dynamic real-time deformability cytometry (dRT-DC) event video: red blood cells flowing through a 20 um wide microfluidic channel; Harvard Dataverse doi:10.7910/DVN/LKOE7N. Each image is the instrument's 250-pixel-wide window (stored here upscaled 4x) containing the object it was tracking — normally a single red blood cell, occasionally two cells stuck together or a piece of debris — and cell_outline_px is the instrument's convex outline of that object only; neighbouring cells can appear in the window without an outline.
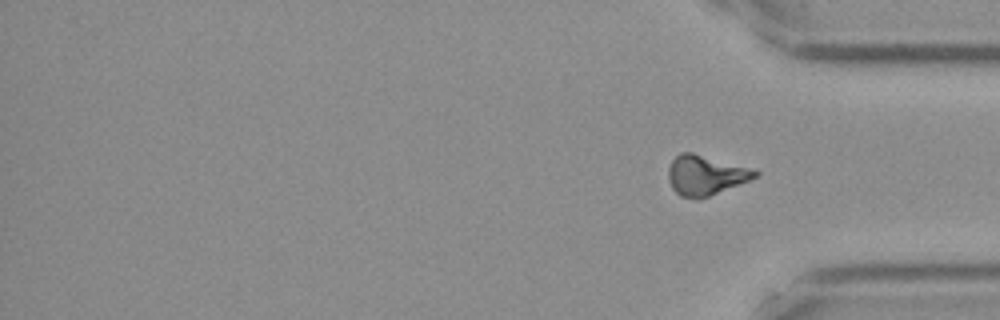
{"species": "Egyptian fruit bat (a non-hibernating species)", "species_latin": "Rousettus aegyptiacus", "temperature_condition": "cold", "stored_images_in_passage": 15, "segment_of_instrument_passage": [2, 2], "camera_frame_rate_fps": 3000, "um_per_image_px": 0.085, "frame": {"image": 1, "passage_image": 15, "time_ms": 4.667, "image_size_px": [1000, 320], "cell_outline_px": [[760, 176], [708, 196], [680, 196], [672, 188], [668, 180], [668, 168], [672, 160], [680, 152], [692, 152], [748, 168], [760, 172]], "centroid_in_image_um": [59.94, 14.86], "position_along_channel_um": 375.3, "area_um2": 19.54}}